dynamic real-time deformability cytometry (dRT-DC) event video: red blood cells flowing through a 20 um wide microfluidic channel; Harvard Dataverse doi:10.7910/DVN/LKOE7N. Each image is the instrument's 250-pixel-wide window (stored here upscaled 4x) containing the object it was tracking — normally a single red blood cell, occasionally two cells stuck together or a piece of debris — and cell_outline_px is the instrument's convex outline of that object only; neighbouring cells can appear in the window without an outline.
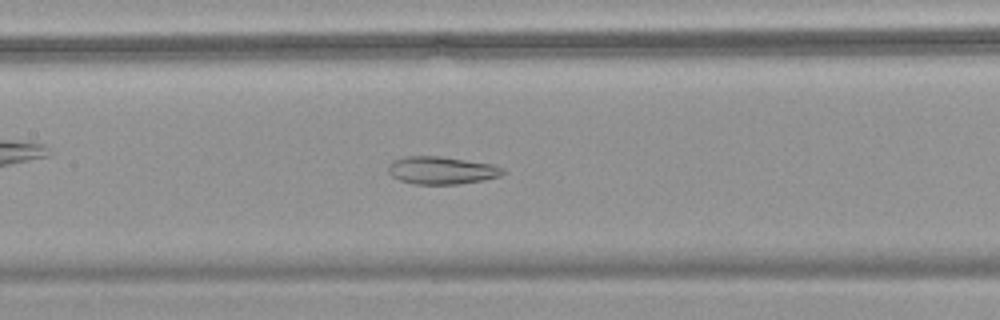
{"species": "common noctule bat (a hibernating species)", "species_latin": "Nyctalus noctula", "temperature_condition": "warm", "stored_images_in_passage": 48, "camera_frame_rate_fps": 3000, "um_per_image_px": 0.085, "animal": {"sex": "female", "body_mass_g": 18.4}, "frame": {"image": 1, "passage_image": 23, "time_ms": 7.333, "image_size_px": [1000, 320], "cell_outline_px": [[508, 172], [500, 176], [484, 180], [456, 184], [416, 184], [400, 180], [392, 176], [388, 172], [388, 164], [392, 160], [408, 156], [440, 156], [492, 164], [504, 168]], "centroid_in_image_um": [37.55, 14.47], "position_along_channel_um": 169.8, "area_um2": 18.55}}
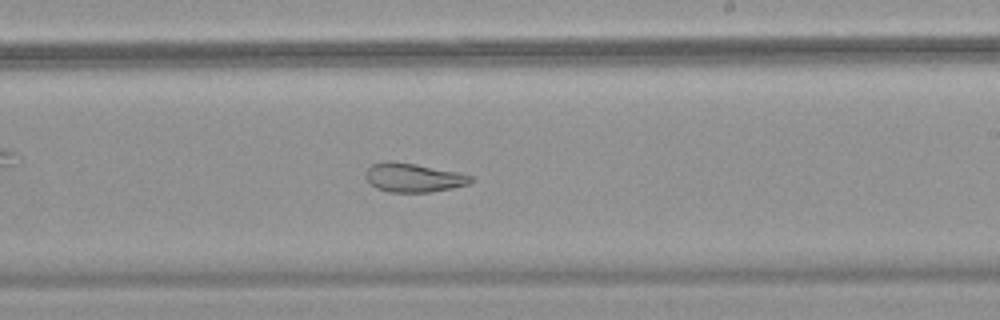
{"frame": {"image": 2, "passage_image": 29, "time_ms": 9.333, "image_size_px": [1000, 320], "cell_outline_px": [[472, 180], [468, 184], [452, 188], [428, 192], [388, 192], [376, 188], [364, 176], [364, 172], [372, 164], [388, 160], [392, 160], [416, 164], [460, 172], [472, 176]], "centroid_in_image_um": [35.11, 15.08], "position_along_channel_um": 253.9, "area_um2": 17.8}}
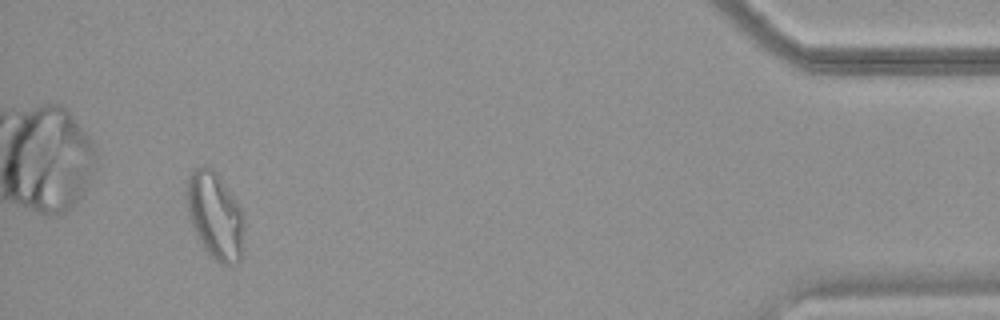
{"frame": {"image": 3, "passage_image": 45, "time_ms": 14.667, "image_size_px": [1000, 320], "cell_outline_px": [[244, 224], [240, 260], [236, 264], [220, 264], [204, 248], [192, 224], [188, 212], [188, 176], [200, 164], [204, 164], [212, 168], [216, 172], [244, 212]], "centroid_in_image_um": [18.31, 18.31], "position_along_channel_um": 416.9, "area_um2": 28.61}}